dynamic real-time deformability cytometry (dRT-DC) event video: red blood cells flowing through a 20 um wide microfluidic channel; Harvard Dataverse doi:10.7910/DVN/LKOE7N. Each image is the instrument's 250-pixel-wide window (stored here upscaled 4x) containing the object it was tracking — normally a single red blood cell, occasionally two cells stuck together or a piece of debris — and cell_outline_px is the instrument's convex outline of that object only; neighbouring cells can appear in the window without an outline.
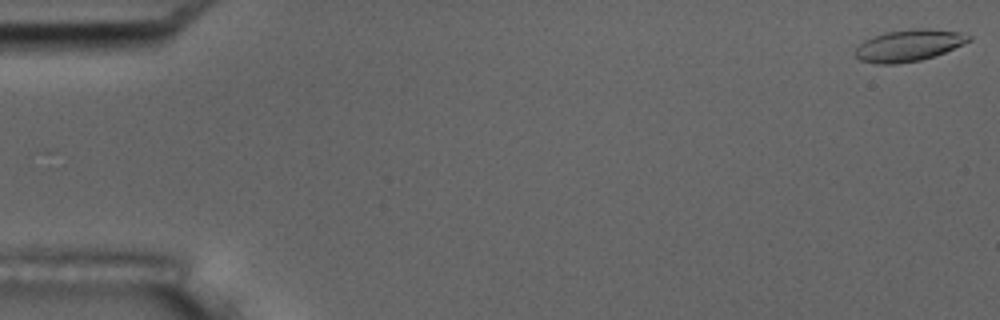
{"species": "common noctule bat (a hibernating species)", "species_latin": "Nyctalus noctula", "temperature_condition": "room temperature", "stored_images_in_passage": 9, "camera_frame_rate_fps": 3000, "um_per_image_px": 0.085, "animal": {"sex": "male", "body_mass_g": 17.5, "forearm_length_mm": 52.3}, "frame": {"image": 1, "passage_image": 1, "time_ms": 0.0, "image_size_px": [1000, 320], "cell_outline_px": [[972, 40], [964, 44], [936, 56], [920, 60], [896, 64], [876, 64], [860, 60], [856, 56], [856, 48], [864, 40], [884, 32], [912, 28], [928, 28], [960, 32], [972, 36]], "centroid_in_image_um": [77.28, 3.85], "position_along_channel_um": 7.7, "area_um2": 21.15}}